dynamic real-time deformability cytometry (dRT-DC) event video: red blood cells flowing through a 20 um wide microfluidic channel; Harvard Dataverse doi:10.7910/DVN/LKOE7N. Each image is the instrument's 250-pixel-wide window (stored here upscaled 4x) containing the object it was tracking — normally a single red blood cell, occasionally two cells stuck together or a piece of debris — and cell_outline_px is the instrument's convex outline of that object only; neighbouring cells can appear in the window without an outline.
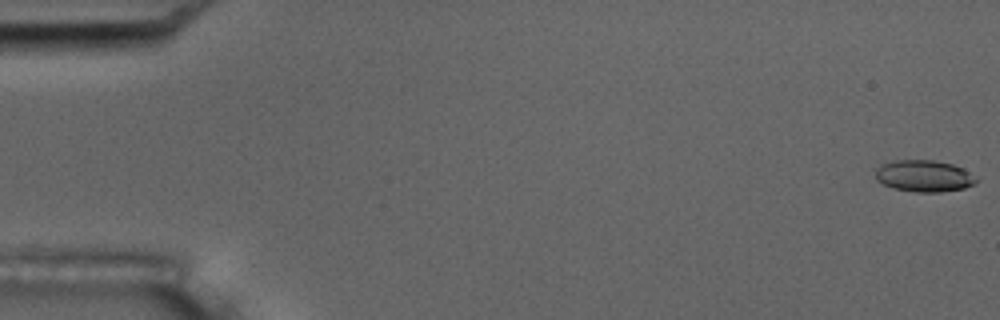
{"species": "common noctule bat (a hibernating species)", "species_latin": "Nyctalus noctula", "temperature_condition": "room temperature", "stored_images_in_passage": 4, "camera_frame_rate_fps": 3000, "um_per_image_px": 0.085, "animal": {"sex": "male", "body_mass_g": 17.5, "forearm_length_mm": 52.3}, "frame": {"image": 1, "passage_image": 1, "time_ms": 0.0, "image_size_px": [1000, 320], "cell_outline_px": [[976, 184], [964, 188], [940, 192], [916, 192], [892, 188], [876, 180], [876, 168], [880, 164], [896, 160], [932, 160], [952, 164], [964, 168], [976, 180]], "centroid_in_image_um": [78.51, 14.96], "position_along_channel_um": 6.5, "area_um2": 18.55}}
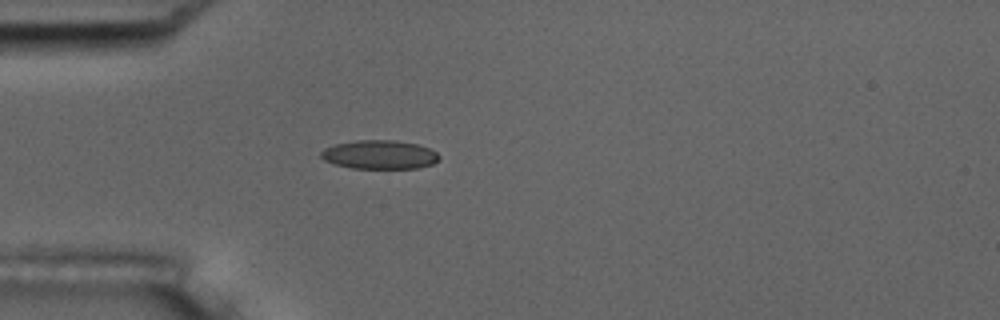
{"frame": {"image": 2, "passage_image": 4, "time_ms": 5.333, "image_size_px": [1000, 320], "cell_outline_px": [[440, 160], [432, 164], [416, 168], [352, 168], [336, 164], [324, 160], [320, 156], [320, 152], [324, 148], [336, 144], [356, 140], [396, 140], [416, 144], [428, 148], [436, 152], [440, 156]], "centroid_in_image_um": [32.26, 13.14], "position_along_channel_um": 52.7, "area_um2": 19.77}}